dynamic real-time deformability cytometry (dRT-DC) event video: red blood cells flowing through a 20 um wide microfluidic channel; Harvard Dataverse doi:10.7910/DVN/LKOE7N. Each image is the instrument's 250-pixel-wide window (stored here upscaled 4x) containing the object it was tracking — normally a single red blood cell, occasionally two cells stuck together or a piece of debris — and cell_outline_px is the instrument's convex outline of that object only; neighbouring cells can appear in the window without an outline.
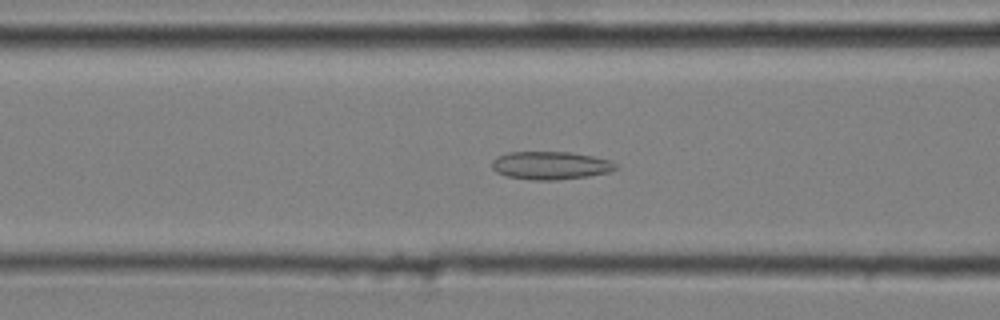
{"species": "common noctule bat (a hibernating species)", "species_latin": "Nyctalus noctula", "temperature_condition": "cold", "stored_images_in_passage": 51, "camera_frame_rate_fps": 3000, "um_per_image_px": 0.085, "animal": {"sex": "male", "body_mass_g": 20.4}, "frame": {"image": 1, "passage_image": 20, "time_ms": 6.333, "image_size_px": [1000, 320], "cell_outline_px": [[616, 168], [612, 172], [588, 176], [556, 180], [532, 180], [508, 176], [496, 172], [492, 168], [492, 160], [496, 156], [508, 152], [572, 152], [612, 160], [616, 164]], "centroid_in_image_um": [46.8, 14.06], "position_along_channel_um": 119.8, "area_um2": 20.35}}
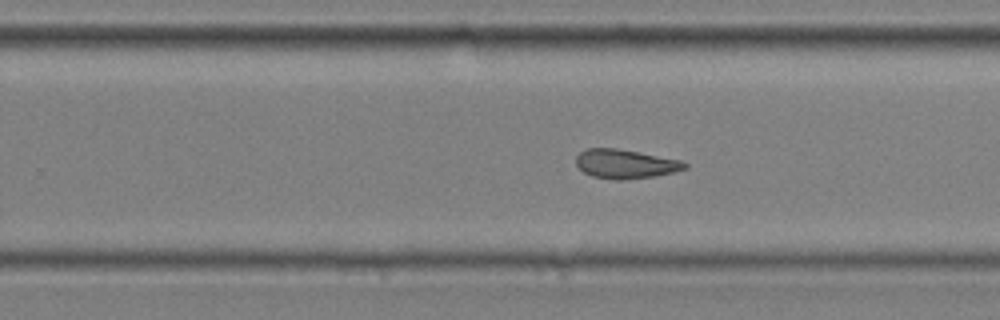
{"frame": {"image": 2, "passage_image": 33, "time_ms": 10.667, "image_size_px": [1000, 320], "cell_outline_px": [[688, 168], [656, 176], [620, 180], [616, 180], [592, 176], [584, 172], [576, 164], [576, 156], [580, 152], [588, 148], [616, 148], [640, 152], [680, 160], [688, 164]], "centroid_in_image_um": [53.16, 13.93], "position_along_channel_um": 276.6, "area_um2": 18.38}}
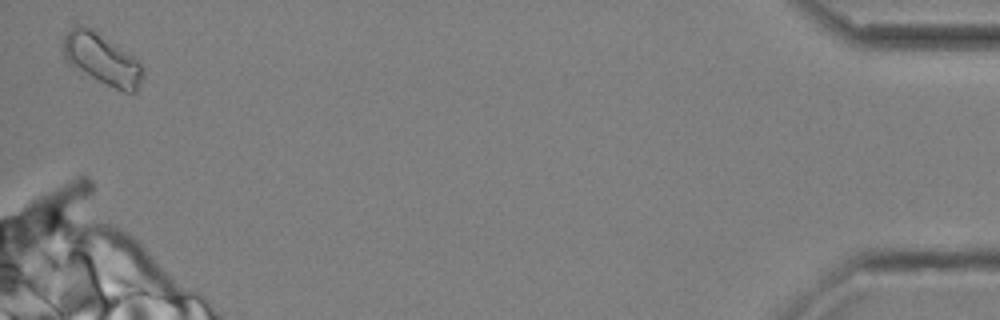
{"frame": {"image": 3, "passage_image": 51, "time_ms": 16.667, "image_size_px": [1000, 320], "cell_outline_px": [[144, 76], [136, 92], [124, 92], [92, 76], [72, 64], [64, 56], [60, 48], [64, 36], [72, 28], [88, 28], [132, 56], [144, 68]], "centroid_in_image_um": [8.69, 5.06], "position_along_channel_um": 426.5, "area_um2": 22.31}, "authors_computed_cell_mechanics": {"area_um2": 19.4208, "velocity_mm_per_s": 3.6222, "shape_relaxation_time_tau1_ms": null, "shape_relaxation_time_tau2_ms": 10.8771, "deformation_change_tau1": null, "deformation_change_tau2": 0.2297}}